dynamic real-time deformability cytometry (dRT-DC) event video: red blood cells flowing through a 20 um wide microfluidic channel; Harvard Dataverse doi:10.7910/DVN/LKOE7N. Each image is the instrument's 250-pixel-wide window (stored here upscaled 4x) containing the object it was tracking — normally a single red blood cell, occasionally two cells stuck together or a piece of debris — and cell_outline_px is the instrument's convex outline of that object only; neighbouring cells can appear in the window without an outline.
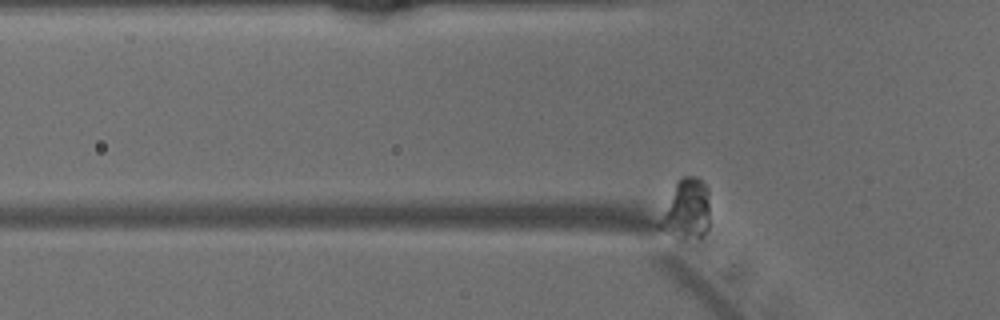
{"species": "common noctule bat (a hibernating species)", "species_latin": "Nyctalus noctula", "temperature_condition": "warm", "stored_images_in_passage": 47, "camera_frame_rate_fps": 3000, "um_per_image_px": 0.085, "animal": {"sex": "male", "body_mass_g": 15.6}, "frame": {"image": 1, "passage_image": 2, "time_ms": 0.333, "image_size_px": [1000, 320], "cell_outline_px": [[708, 228], [700, 236], [696, 236], [660, 228], [660, 224], [676, 180], [684, 176], [696, 176], [708, 188]], "centroid_in_image_um": [58.42, 17.64], "position_along_channel_um": 67.4, "area_um2": 15.9}}
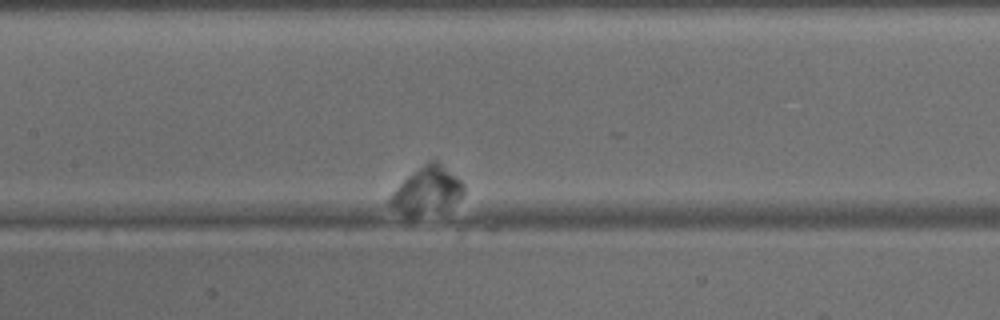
{"frame": {"image": 2, "passage_image": 19, "time_ms": 6.0, "image_size_px": [1000, 320], "cell_outline_px": [[464, 192], [456, 200], [440, 208], [412, 216], [408, 216], [388, 204], [388, 200], [392, 192], [408, 176], [428, 160], [436, 160], [460, 180], [464, 184]], "centroid_in_image_um": [36.25, 16.14], "position_along_channel_um": 171.1, "area_um2": 19.19}}
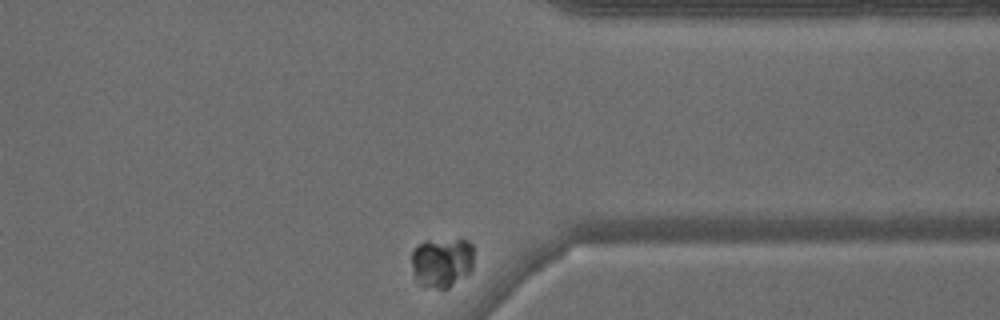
{"frame": {"image": 3, "passage_image": 47, "time_ms": 15.333, "image_size_px": [1000, 320], "cell_outline_px": [[472, 268], [468, 272], [448, 288], [436, 288], [420, 284], [412, 268], [412, 252], [424, 240], [468, 240], [472, 244]], "centroid_in_image_um": [37.56, 22.27], "position_along_channel_um": 373.8, "area_um2": 17.63}}